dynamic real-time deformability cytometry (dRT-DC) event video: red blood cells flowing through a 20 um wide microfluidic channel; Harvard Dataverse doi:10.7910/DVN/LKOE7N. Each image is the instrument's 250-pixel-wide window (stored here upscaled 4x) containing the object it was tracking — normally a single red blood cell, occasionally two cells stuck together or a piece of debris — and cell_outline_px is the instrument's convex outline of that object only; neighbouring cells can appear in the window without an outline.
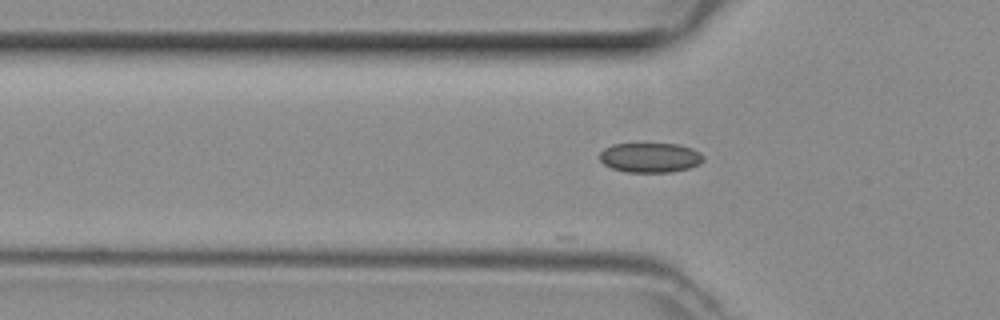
{"species": "common noctule bat (a hibernating species)", "species_latin": "Nyctalus noctula", "temperature_condition": "room temperature", "stored_images_in_passage": 13, "camera_frame_rate_fps": 3000, "um_per_image_px": 0.085, "animal": {"sex": "female", "body_mass_g": 29.2, "forearm_length_mm": 56.3}, "frame": {"image": 1, "passage_image": 3, "time_ms": 0.667, "image_size_px": [1000, 320], "cell_outline_px": [[704, 160], [700, 164], [688, 168], [672, 172], [624, 172], [612, 168], [604, 164], [600, 160], [600, 152], [604, 148], [612, 144], [680, 144], [692, 148], [700, 152], [704, 156]], "centroid_in_image_um": [55.28, 13.39], "position_along_channel_um": 70.5, "area_um2": 18.09}}
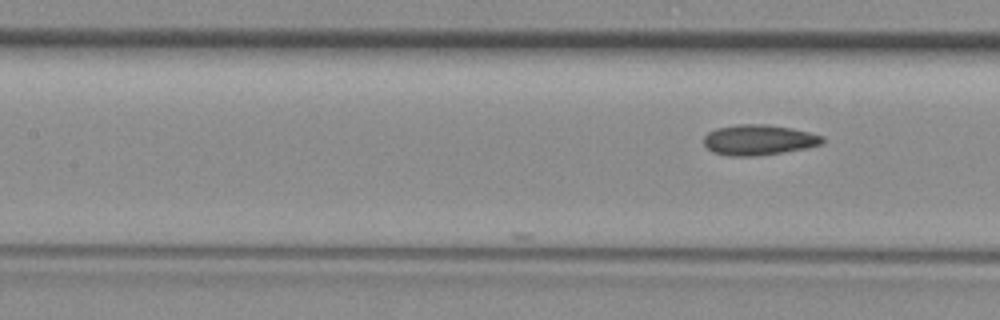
{"frame": {"image": 2, "passage_image": 13, "time_ms": 4.0, "image_size_px": [1000, 320], "cell_outline_px": [[824, 140], [820, 144], [804, 148], [780, 152], [752, 156], [728, 156], [712, 152], [704, 144], [704, 136], [708, 132], [716, 128], [736, 124], [768, 124], [792, 128], [824, 136]], "centroid_in_image_um": [64.44, 11.88], "position_along_channel_um": 143.0, "area_um2": 20.92}}